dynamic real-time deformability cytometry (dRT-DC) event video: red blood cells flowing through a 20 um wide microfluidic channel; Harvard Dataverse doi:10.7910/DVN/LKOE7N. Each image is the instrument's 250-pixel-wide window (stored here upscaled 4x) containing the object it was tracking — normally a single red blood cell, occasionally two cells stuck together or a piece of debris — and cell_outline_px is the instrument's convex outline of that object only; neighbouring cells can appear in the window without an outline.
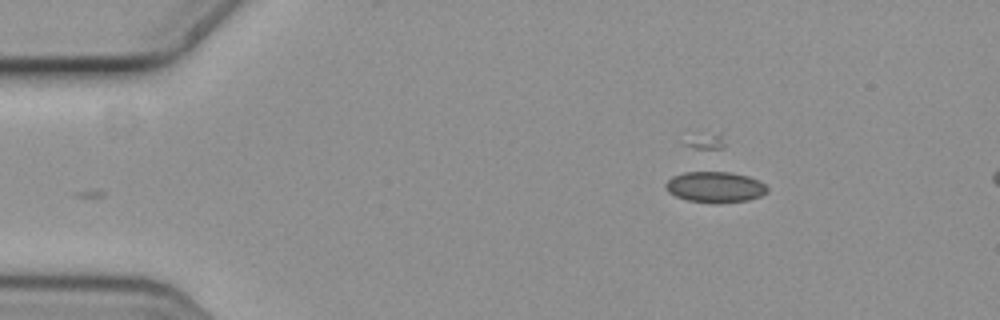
{"species": "common noctule bat (a hibernating species)", "species_latin": "Nyctalus noctula", "temperature_condition": "cold", "stored_images_in_passage": 4, "camera_frame_rate_fps": 3000, "um_per_image_px": 0.085, "animal": {"sex": "female", "body_mass_g": 19.3, "forearm_length_mm": 54.1}, "frame": {"image": 1, "passage_image": 4, "time_ms": 1.0, "image_size_px": [1000, 320], "cell_outline_px": [[768, 192], [760, 196], [748, 200], [688, 200], [676, 196], [668, 192], [664, 184], [672, 176], [684, 172], [732, 172], [748, 176], [760, 180], [768, 188]], "centroid_in_image_um": [60.79, 15.84], "position_along_channel_um": 24.2, "area_um2": 17.57}}